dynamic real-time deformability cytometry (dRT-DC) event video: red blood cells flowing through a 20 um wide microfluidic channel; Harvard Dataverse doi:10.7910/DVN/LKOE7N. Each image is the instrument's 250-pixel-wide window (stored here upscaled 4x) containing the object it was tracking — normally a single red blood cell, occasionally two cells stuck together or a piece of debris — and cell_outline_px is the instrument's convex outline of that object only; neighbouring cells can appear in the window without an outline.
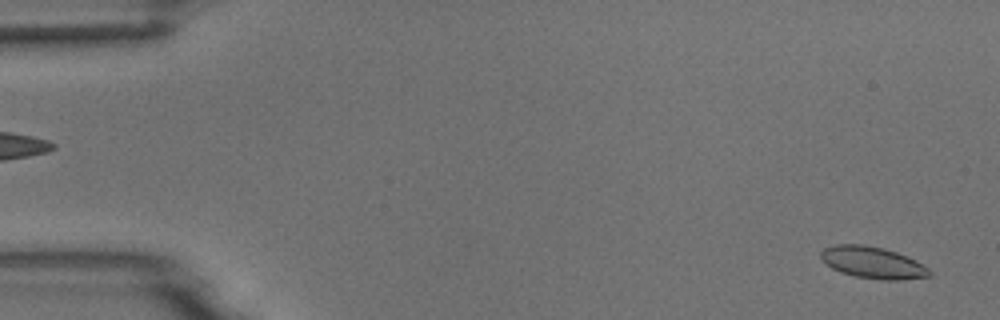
{"species": "common noctule bat (a hibernating species)", "species_latin": "Nyctalus noctula", "temperature_condition": "room temperature", "stored_images_in_passage": 54, "camera_frame_rate_fps": 3000, "um_per_image_px": 0.085, "animal": {"sex": "male", "body_mass_g": 18.8}, "frame": {"image": 1, "passage_image": 2, "time_ms": 0.333, "image_size_px": [1000, 320], "cell_outline_px": [[932, 276], [900, 280], [880, 280], [856, 276], [840, 272], [832, 268], [820, 256], [820, 252], [824, 248], [836, 244], [864, 244], [884, 248], [896, 252], [916, 260], [928, 268], [932, 272]], "centroid_in_image_um": [74.21, 22.32], "position_along_channel_um": 10.8, "area_um2": 20.11}}
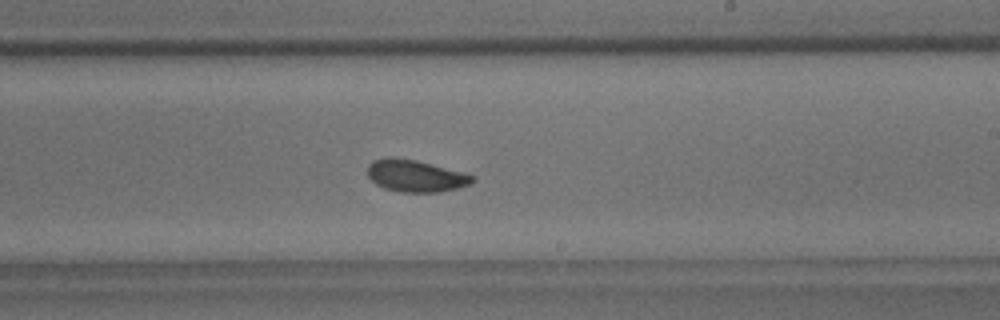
{"frame": {"image": 2, "passage_image": 32, "time_ms": 10.333, "image_size_px": [1000, 320], "cell_outline_px": [[476, 180], [472, 184], [440, 192], [400, 192], [384, 188], [376, 184], [368, 176], [368, 164], [372, 160], [384, 156], [392, 156], [416, 160], [464, 172], [476, 176]], "centroid_in_image_um": [35.33, 14.93], "position_along_channel_um": 253.7, "area_um2": 19.88}}
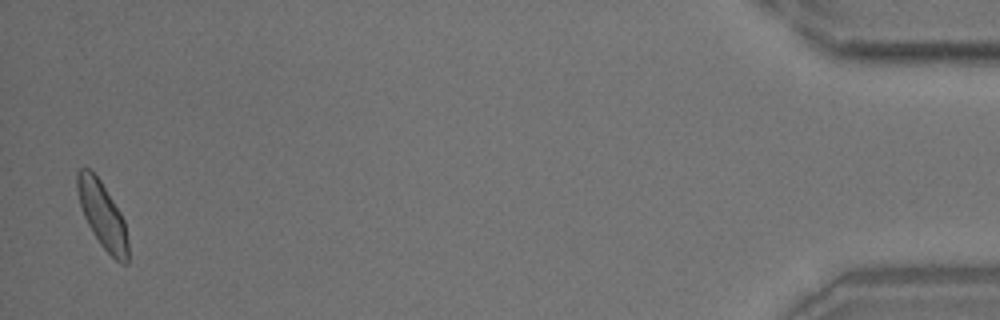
{"frame": {"image": 3, "passage_image": 53, "time_ms": 17.333, "image_size_px": [1000, 320], "cell_outline_px": [[128, 264], [120, 264], [100, 244], [92, 232], [84, 216], [80, 204], [76, 188], [76, 172], [80, 168], [88, 168], [100, 180], [120, 212], [124, 220], [128, 240]], "centroid_in_image_um": [8.7, 18.29], "position_along_channel_um": 426.5, "area_um2": 19.48}, "authors_computed_cell_mechanics": {"area_um2": 19.5942, "velocity_mm_per_s": 3.7223, "shape_relaxation_time_tau1_ms": 3.1827, "shape_relaxation_time_tau2_ms": 1.9199, "deformation_change_tau1": 0.0779, "deformation_change_tau2": 0.0594}}